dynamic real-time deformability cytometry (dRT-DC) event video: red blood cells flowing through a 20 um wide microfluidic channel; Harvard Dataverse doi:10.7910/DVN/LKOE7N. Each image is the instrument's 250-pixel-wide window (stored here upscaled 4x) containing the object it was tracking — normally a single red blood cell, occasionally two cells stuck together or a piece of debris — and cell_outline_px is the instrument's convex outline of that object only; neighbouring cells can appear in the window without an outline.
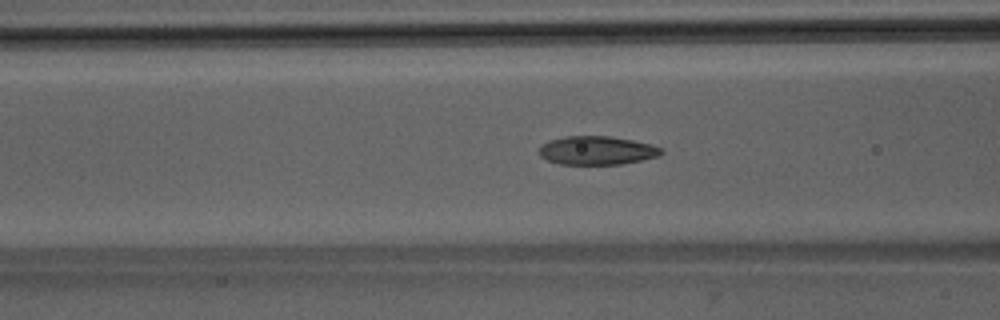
{"species": "Egyptian fruit bat (a non-hibernating species)", "species_latin": "Rousettus aegyptiacus", "temperature_condition": "room temperature", "stored_images_in_passage": 52, "camera_frame_rate_fps": 3000, "um_per_image_px": 0.085, "animal": {"sex": "male"}, "frame": {"image": 1, "passage_image": 20, "time_ms": 6.333, "image_size_px": [1000, 320], "cell_outline_px": [[664, 152], [660, 156], [620, 164], [560, 164], [548, 160], [540, 156], [540, 148], [548, 140], [564, 136], [608, 136], [632, 140], [652, 144], [660, 148]], "centroid_in_image_um": [50.75, 12.78], "position_along_channel_um": 115.9, "area_um2": 20.23}}
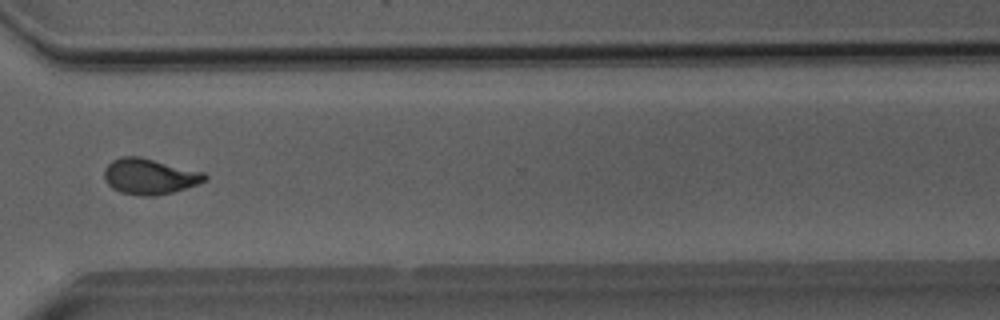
{"frame": {"image": 2, "passage_image": 38, "time_ms": 12.333, "image_size_px": [1000, 320], "cell_outline_px": [[208, 180], [172, 192], [152, 196], [140, 196], [120, 192], [112, 188], [108, 184], [104, 176], [104, 168], [112, 160], [120, 156], [140, 156], [204, 172], [208, 176]], "centroid_in_image_um": [12.7, 14.98], "position_along_channel_um": 357.9, "area_um2": 20.98}}
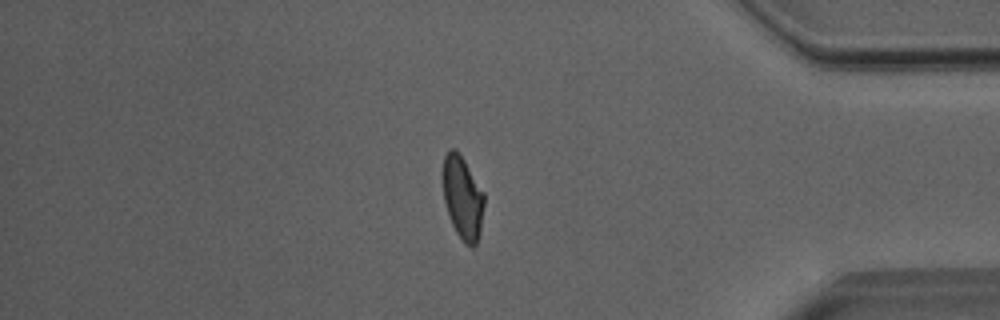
{"frame": {"image": 3, "passage_image": 43, "time_ms": 14.0, "image_size_px": [1000, 320], "cell_outline_px": [[484, 204], [480, 236], [476, 244], [472, 248], [464, 244], [456, 232], [452, 224], [444, 200], [440, 176], [444, 156], [448, 148], [456, 148], [460, 152], [484, 192]], "centroid_in_image_um": [39.3, 16.75], "position_along_channel_um": 395.9, "area_um2": 20.75}, "authors_computed_cell_mechanics": {"area_um2": 20.6924, "velocity_mm_per_s": 4.0338, "shape_relaxation_time_tau1_ms": 5.9183, "shape_relaxation_time_tau2_ms": 1.3996, "deformation_change_tau1": 0.1855, "deformation_change_tau2": 0.0795}}